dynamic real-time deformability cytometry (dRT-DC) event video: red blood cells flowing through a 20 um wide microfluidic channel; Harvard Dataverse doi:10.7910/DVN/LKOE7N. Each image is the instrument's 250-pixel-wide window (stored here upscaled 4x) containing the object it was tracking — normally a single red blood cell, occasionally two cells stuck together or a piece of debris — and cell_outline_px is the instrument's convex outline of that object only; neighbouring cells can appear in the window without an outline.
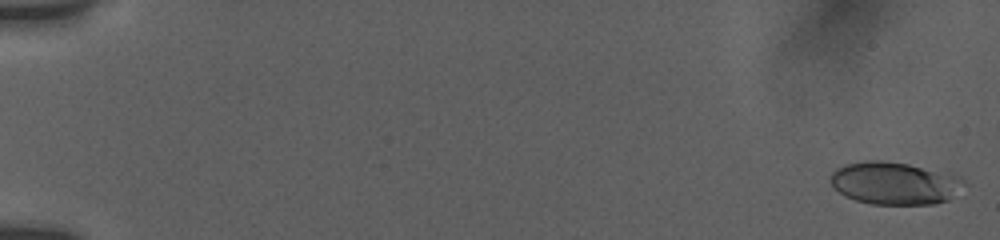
{"species": "human", "species_latin": "Homo sapiens", "temperature_condition": "room temperature", "stored_images_in_passage": 53, "camera_frame_rate_fps": 3000, "um_per_image_px": 0.085, "donor": {"sex": "female"}, "frame": {"image": 1, "passage_image": 1, "time_ms": 0.0, "image_size_px": [1000, 240], "cell_outline_px": [[968, 184], [948, 200], [932, 204], [872, 204], [856, 200], [844, 196], [832, 184], [832, 172], [836, 168], [844, 164], [868, 160], [880, 160], [908, 164], [952, 172], [960, 176]], "centroid_in_image_um": [76.12, 15.56], "position_along_channel_um": 8.9, "area_um2": 33.41}}
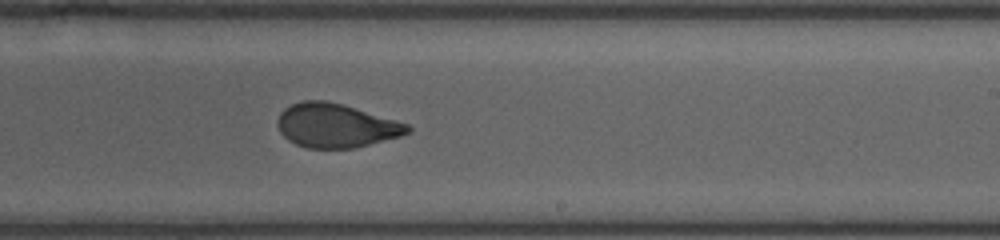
{"frame": {"image": 2, "passage_image": 35, "time_ms": 11.333, "image_size_px": [1000, 240], "cell_outline_px": [[412, 128], [408, 132], [400, 136], [356, 148], [308, 148], [296, 144], [288, 140], [280, 132], [276, 120], [280, 112], [284, 108], [292, 104], [304, 100], [324, 100], [340, 104], [396, 120], [408, 124]], "centroid_in_image_um": [28.52, 10.68], "position_along_channel_um": 260.5, "area_um2": 33.06}}
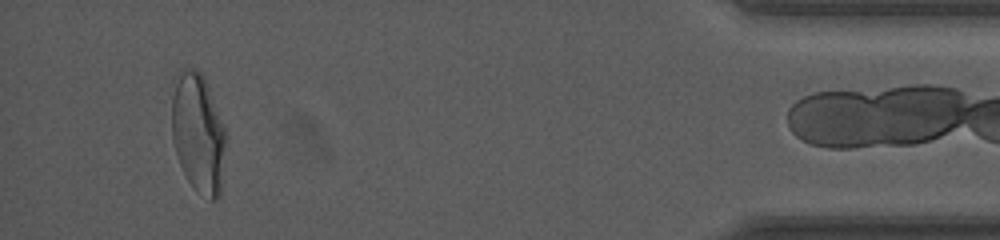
{"frame": {"image": 3, "passage_image": 52, "time_ms": 17.0, "image_size_px": [1000, 240], "cell_outline_px": [[228, 140], [220, 196], [216, 200], [208, 200], [196, 192], [188, 180], [180, 164], [172, 140], [172, 96], [180, 68], [188, 68], [200, 72], [208, 88], [228, 136]], "centroid_in_image_um": [16.88, 11.41], "position_along_channel_um": 418.3, "area_um2": 37.92}}